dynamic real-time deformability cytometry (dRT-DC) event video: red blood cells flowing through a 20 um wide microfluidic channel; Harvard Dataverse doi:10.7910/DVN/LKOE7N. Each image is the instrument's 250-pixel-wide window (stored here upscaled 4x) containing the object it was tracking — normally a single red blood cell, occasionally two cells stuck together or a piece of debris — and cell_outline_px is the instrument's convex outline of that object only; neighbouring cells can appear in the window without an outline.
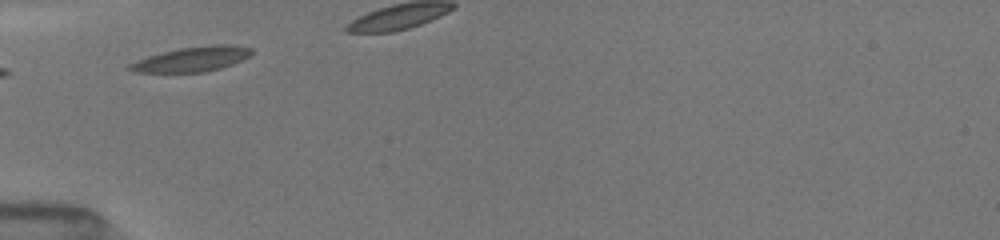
{"species": "common noctule bat (a hibernating species)", "species_latin": "Nyctalus noctula", "temperature_condition": "room temperature", "stored_images_in_passage": 7, "camera_frame_rate_fps": 3000, "um_per_image_px": 0.085, "animal": {"sex": "female", "body_mass_g": 19.5, "forearm_length_mm": 54.1}, "frame": {"image": 1, "passage_image": 1, "time_ms": 0.0, "image_size_px": [1000, 240], "cell_outline_px": [[252, 52], [248, 56], [232, 64], [208, 72], [136, 72], [124, 68], [128, 64], [136, 60], [148, 56], [180, 48], [212, 44], [232, 44], [252, 48]], "centroid_in_image_um": [16.3, 5.02], "position_along_channel_um": 68.7, "area_um2": 17.63}}